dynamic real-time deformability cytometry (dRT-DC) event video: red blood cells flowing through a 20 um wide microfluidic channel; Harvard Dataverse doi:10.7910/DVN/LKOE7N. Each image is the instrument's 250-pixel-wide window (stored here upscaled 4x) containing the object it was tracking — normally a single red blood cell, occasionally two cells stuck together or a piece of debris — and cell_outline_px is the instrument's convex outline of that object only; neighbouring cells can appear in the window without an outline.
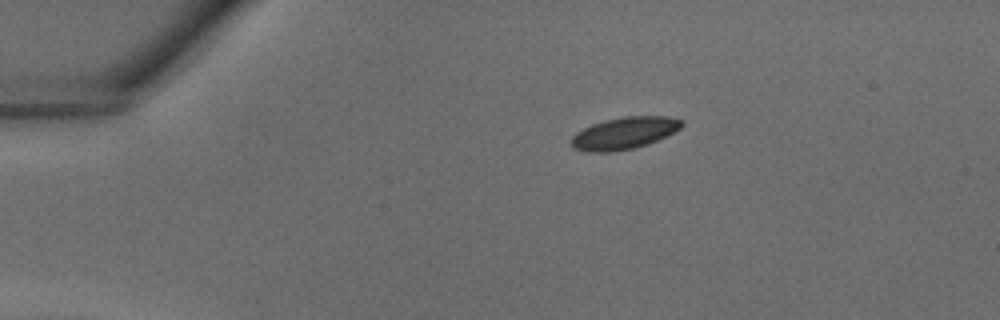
{"species": "common noctule bat (a hibernating species)", "species_latin": "Nyctalus noctula", "temperature_condition": "warm", "stored_images_in_passage": 32, "camera_frame_rate_fps": 3000, "um_per_image_px": 0.085, "animal": {"sex": "male", "body_mass_g": 18.8}, "frame": {"image": 1, "passage_image": 1, "time_ms": 0.0, "image_size_px": [1000, 320], "cell_outline_px": [[684, 124], [680, 128], [648, 144], [632, 148], [612, 152], [584, 152], [572, 148], [568, 144], [572, 136], [576, 132], [592, 124], [604, 120], [624, 116], [668, 116], [684, 120]], "centroid_in_image_um": [53.0, 11.32], "position_along_channel_um": 32.0, "area_um2": 20.75}}
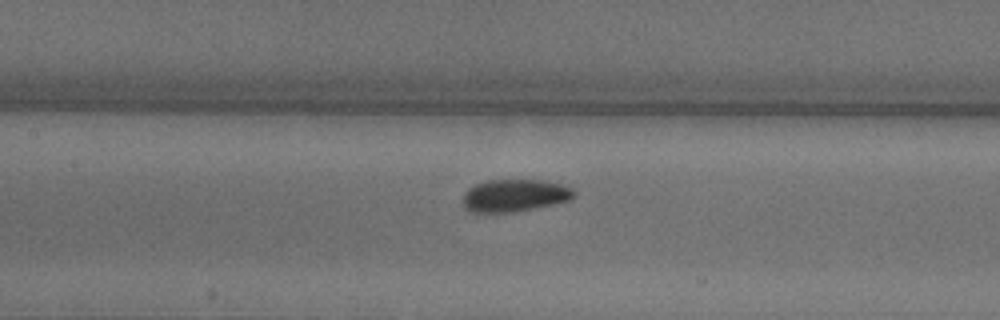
{"frame": {"image": 2, "passage_image": 12, "time_ms": 3.667, "image_size_px": [1000, 320], "cell_outline_px": [[576, 192], [568, 200], [552, 204], [512, 212], [468, 212], [464, 208], [464, 196], [468, 188], [476, 184], [488, 180], [544, 180], [560, 184], [572, 188]], "centroid_in_image_um": [43.71, 16.61], "position_along_channel_um": 163.7, "area_um2": 20.69}}
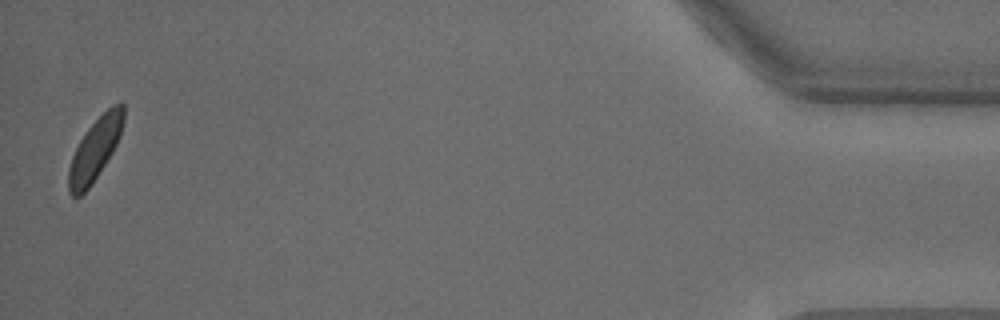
{"frame": {"image": 3, "passage_image": 32, "time_ms": 10.333, "image_size_px": [1000, 320], "cell_outline_px": [[124, 120], [120, 136], [112, 152], [92, 184], [80, 196], [72, 196], [68, 192], [68, 168], [72, 156], [80, 140], [88, 128], [112, 104], [124, 104]], "centroid_in_image_um": [8.07, 12.71], "position_along_channel_um": 427.1, "area_um2": 19.59}}